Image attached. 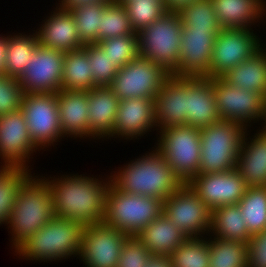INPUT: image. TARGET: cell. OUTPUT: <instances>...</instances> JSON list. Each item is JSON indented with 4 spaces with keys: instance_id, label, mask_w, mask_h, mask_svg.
<instances>
[{
    "instance_id": "obj_48",
    "label": "cell",
    "mask_w": 266,
    "mask_h": 267,
    "mask_svg": "<svg viewBox=\"0 0 266 267\" xmlns=\"http://www.w3.org/2000/svg\"><path fill=\"white\" fill-rule=\"evenodd\" d=\"M8 36V34L4 36L0 34V74H5V59Z\"/></svg>"
},
{
    "instance_id": "obj_20",
    "label": "cell",
    "mask_w": 266,
    "mask_h": 267,
    "mask_svg": "<svg viewBox=\"0 0 266 267\" xmlns=\"http://www.w3.org/2000/svg\"><path fill=\"white\" fill-rule=\"evenodd\" d=\"M154 103L158 131L187 125L186 77L170 75L156 94Z\"/></svg>"
},
{
    "instance_id": "obj_7",
    "label": "cell",
    "mask_w": 266,
    "mask_h": 267,
    "mask_svg": "<svg viewBox=\"0 0 266 267\" xmlns=\"http://www.w3.org/2000/svg\"><path fill=\"white\" fill-rule=\"evenodd\" d=\"M156 137L154 148L164 157L183 184H188L199 174L200 129L188 125L171 126L160 129Z\"/></svg>"
},
{
    "instance_id": "obj_40",
    "label": "cell",
    "mask_w": 266,
    "mask_h": 267,
    "mask_svg": "<svg viewBox=\"0 0 266 267\" xmlns=\"http://www.w3.org/2000/svg\"><path fill=\"white\" fill-rule=\"evenodd\" d=\"M97 44L107 52L118 68L124 67L140 55L137 33L108 38Z\"/></svg>"
},
{
    "instance_id": "obj_35",
    "label": "cell",
    "mask_w": 266,
    "mask_h": 267,
    "mask_svg": "<svg viewBox=\"0 0 266 267\" xmlns=\"http://www.w3.org/2000/svg\"><path fill=\"white\" fill-rule=\"evenodd\" d=\"M183 30L217 31L223 29L216 13L212 0H197L183 7L179 12Z\"/></svg>"
},
{
    "instance_id": "obj_32",
    "label": "cell",
    "mask_w": 266,
    "mask_h": 267,
    "mask_svg": "<svg viewBox=\"0 0 266 267\" xmlns=\"http://www.w3.org/2000/svg\"><path fill=\"white\" fill-rule=\"evenodd\" d=\"M209 267H247V244L209 236Z\"/></svg>"
},
{
    "instance_id": "obj_16",
    "label": "cell",
    "mask_w": 266,
    "mask_h": 267,
    "mask_svg": "<svg viewBox=\"0 0 266 267\" xmlns=\"http://www.w3.org/2000/svg\"><path fill=\"white\" fill-rule=\"evenodd\" d=\"M64 55L62 51L39 45L18 78L24 94L60 91Z\"/></svg>"
},
{
    "instance_id": "obj_13",
    "label": "cell",
    "mask_w": 266,
    "mask_h": 267,
    "mask_svg": "<svg viewBox=\"0 0 266 267\" xmlns=\"http://www.w3.org/2000/svg\"><path fill=\"white\" fill-rule=\"evenodd\" d=\"M162 214L189 237L209 234L211 209L200 200L188 184H183L163 201Z\"/></svg>"
},
{
    "instance_id": "obj_23",
    "label": "cell",
    "mask_w": 266,
    "mask_h": 267,
    "mask_svg": "<svg viewBox=\"0 0 266 267\" xmlns=\"http://www.w3.org/2000/svg\"><path fill=\"white\" fill-rule=\"evenodd\" d=\"M256 130L251 136L246 130L236 169L248 187H266V132L260 127Z\"/></svg>"
},
{
    "instance_id": "obj_46",
    "label": "cell",
    "mask_w": 266,
    "mask_h": 267,
    "mask_svg": "<svg viewBox=\"0 0 266 267\" xmlns=\"http://www.w3.org/2000/svg\"><path fill=\"white\" fill-rule=\"evenodd\" d=\"M167 12H179L183 7L197 0H163Z\"/></svg>"
},
{
    "instance_id": "obj_27",
    "label": "cell",
    "mask_w": 266,
    "mask_h": 267,
    "mask_svg": "<svg viewBox=\"0 0 266 267\" xmlns=\"http://www.w3.org/2000/svg\"><path fill=\"white\" fill-rule=\"evenodd\" d=\"M152 255H170L189 236L161 214L136 235Z\"/></svg>"
},
{
    "instance_id": "obj_22",
    "label": "cell",
    "mask_w": 266,
    "mask_h": 267,
    "mask_svg": "<svg viewBox=\"0 0 266 267\" xmlns=\"http://www.w3.org/2000/svg\"><path fill=\"white\" fill-rule=\"evenodd\" d=\"M187 125L203 129L220 121L213 79L186 77Z\"/></svg>"
},
{
    "instance_id": "obj_33",
    "label": "cell",
    "mask_w": 266,
    "mask_h": 267,
    "mask_svg": "<svg viewBox=\"0 0 266 267\" xmlns=\"http://www.w3.org/2000/svg\"><path fill=\"white\" fill-rule=\"evenodd\" d=\"M33 174L20 167L0 166V225H6L15 204L17 192L24 181Z\"/></svg>"
},
{
    "instance_id": "obj_31",
    "label": "cell",
    "mask_w": 266,
    "mask_h": 267,
    "mask_svg": "<svg viewBox=\"0 0 266 267\" xmlns=\"http://www.w3.org/2000/svg\"><path fill=\"white\" fill-rule=\"evenodd\" d=\"M32 34L26 32L15 33L8 36L5 59V74L13 78H19L31 55L40 45L36 30Z\"/></svg>"
},
{
    "instance_id": "obj_26",
    "label": "cell",
    "mask_w": 266,
    "mask_h": 267,
    "mask_svg": "<svg viewBox=\"0 0 266 267\" xmlns=\"http://www.w3.org/2000/svg\"><path fill=\"white\" fill-rule=\"evenodd\" d=\"M212 4L222 28H255L266 20L265 0H212Z\"/></svg>"
},
{
    "instance_id": "obj_49",
    "label": "cell",
    "mask_w": 266,
    "mask_h": 267,
    "mask_svg": "<svg viewBox=\"0 0 266 267\" xmlns=\"http://www.w3.org/2000/svg\"><path fill=\"white\" fill-rule=\"evenodd\" d=\"M263 121L264 122L261 124V128L266 132V103H265V115Z\"/></svg>"
},
{
    "instance_id": "obj_2",
    "label": "cell",
    "mask_w": 266,
    "mask_h": 267,
    "mask_svg": "<svg viewBox=\"0 0 266 267\" xmlns=\"http://www.w3.org/2000/svg\"><path fill=\"white\" fill-rule=\"evenodd\" d=\"M111 183L129 194L165 200L176 192L183 182L176 176L164 157L154 148L130 160L110 173Z\"/></svg>"
},
{
    "instance_id": "obj_34",
    "label": "cell",
    "mask_w": 266,
    "mask_h": 267,
    "mask_svg": "<svg viewBox=\"0 0 266 267\" xmlns=\"http://www.w3.org/2000/svg\"><path fill=\"white\" fill-rule=\"evenodd\" d=\"M237 204L251 235L266 230V187H248Z\"/></svg>"
},
{
    "instance_id": "obj_42",
    "label": "cell",
    "mask_w": 266,
    "mask_h": 267,
    "mask_svg": "<svg viewBox=\"0 0 266 267\" xmlns=\"http://www.w3.org/2000/svg\"><path fill=\"white\" fill-rule=\"evenodd\" d=\"M23 95L18 78L0 74V116L20 110Z\"/></svg>"
},
{
    "instance_id": "obj_45",
    "label": "cell",
    "mask_w": 266,
    "mask_h": 267,
    "mask_svg": "<svg viewBox=\"0 0 266 267\" xmlns=\"http://www.w3.org/2000/svg\"><path fill=\"white\" fill-rule=\"evenodd\" d=\"M111 1L114 0H58L59 3L56 2V5L60 10L71 12L83 6L91 5L94 3H108Z\"/></svg>"
},
{
    "instance_id": "obj_18",
    "label": "cell",
    "mask_w": 266,
    "mask_h": 267,
    "mask_svg": "<svg viewBox=\"0 0 266 267\" xmlns=\"http://www.w3.org/2000/svg\"><path fill=\"white\" fill-rule=\"evenodd\" d=\"M217 31L182 30L179 66L171 74L210 79V63Z\"/></svg>"
},
{
    "instance_id": "obj_11",
    "label": "cell",
    "mask_w": 266,
    "mask_h": 267,
    "mask_svg": "<svg viewBox=\"0 0 266 267\" xmlns=\"http://www.w3.org/2000/svg\"><path fill=\"white\" fill-rule=\"evenodd\" d=\"M213 90L221 120L241 124L246 129L259 121L261 126L266 99L260 93L229 85L222 78H213Z\"/></svg>"
},
{
    "instance_id": "obj_5",
    "label": "cell",
    "mask_w": 266,
    "mask_h": 267,
    "mask_svg": "<svg viewBox=\"0 0 266 267\" xmlns=\"http://www.w3.org/2000/svg\"><path fill=\"white\" fill-rule=\"evenodd\" d=\"M163 212V200L129 194L112 183L106 193L103 222L129 236H136Z\"/></svg>"
},
{
    "instance_id": "obj_36",
    "label": "cell",
    "mask_w": 266,
    "mask_h": 267,
    "mask_svg": "<svg viewBox=\"0 0 266 267\" xmlns=\"http://www.w3.org/2000/svg\"><path fill=\"white\" fill-rule=\"evenodd\" d=\"M169 258L172 267H209V236L189 237Z\"/></svg>"
},
{
    "instance_id": "obj_25",
    "label": "cell",
    "mask_w": 266,
    "mask_h": 267,
    "mask_svg": "<svg viewBox=\"0 0 266 267\" xmlns=\"http://www.w3.org/2000/svg\"><path fill=\"white\" fill-rule=\"evenodd\" d=\"M120 100L109 86L88 90L89 139H110Z\"/></svg>"
},
{
    "instance_id": "obj_28",
    "label": "cell",
    "mask_w": 266,
    "mask_h": 267,
    "mask_svg": "<svg viewBox=\"0 0 266 267\" xmlns=\"http://www.w3.org/2000/svg\"><path fill=\"white\" fill-rule=\"evenodd\" d=\"M266 43L221 78L229 85L260 93L266 99Z\"/></svg>"
},
{
    "instance_id": "obj_9",
    "label": "cell",
    "mask_w": 266,
    "mask_h": 267,
    "mask_svg": "<svg viewBox=\"0 0 266 267\" xmlns=\"http://www.w3.org/2000/svg\"><path fill=\"white\" fill-rule=\"evenodd\" d=\"M20 109L25 117L29 136L40 151L55 147L57 142L65 138L59 124L56 93H26Z\"/></svg>"
},
{
    "instance_id": "obj_43",
    "label": "cell",
    "mask_w": 266,
    "mask_h": 267,
    "mask_svg": "<svg viewBox=\"0 0 266 267\" xmlns=\"http://www.w3.org/2000/svg\"><path fill=\"white\" fill-rule=\"evenodd\" d=\"M151 256L137 236H128L121 248L117 267H145Z\"/></svg>"
},
{
    "instance_id": "obj_4",
    "label": "cell",
    "mask_w": 266,
    "mask_h": 267,
    "mask_svg": "<svg viewBox=\"0 0 266 267\" xmlns=\"http://www.w3.org/2000/svg\"><path fill=\"white\" fill-rule=\"evenodd\" d=\"M38 175V176H37ZM54 217L51 190L39 175L31 174L17 192L15 204L5 226L15 251L25 240Z\"/></svg>"
},
{
    "instance_id": "obj_19",
    "label": "cell",
    "mask_w": 266,
    "mask_h": 267,
    "mask_svg": "<svg viewBox=\"0 0 266 267\" xmlns=\"http://www.w3.org/2000/svg\"><path fill=\"white\" fill-rule=\"evenodd\" d=\"M154 100L148 97L120 100L112 138L134 141L148 132H158Z\"/></svg>"
},
{
    "instance_id": "obj_1",
    "label": "cell",
    "mask_w": 266,
    "mask_h": 267,
    "mask_svg": "<svg viewBox=\"0 0 266 267\" xmlns=\"http://www.w3.org/2000/svg\"><path fill=\"white\" fill-rule=\"evenodd\" d=\"M46 176L41 175L51 190L55 217L85 225L103 222L106 193L111 184L109 175L103 179L78 173Z\"/></svg>"
},
{
    "instance_id": "obj_50",
    "label": "cell",
    "mask_w": 266,
    "mask_h": 267,
    "mask_svg": "<svg viewBox=\"0 0 266 267\" xmlns=\"http://www.w3.org/2000/svg\"><path fill=\"white\" fill-rule=\"evenodd\" d=\"M115 1H118V2H127L129 0H115Z\"/></svg>"
},
{
    "instance_id": "obj_38",
    "label": "cell",
    "mask_w": 266,
    "mask_h": 267,
    "mask_svg": "<svg viewBox=\"0 0 266 267\" xmlns=\"http://www.w3.org/2000/svg\"><path fill=\"white\" fill-rule=\"evenodd\" d=\"M121 3L124 5L135 33L146 28L167 12L163 0H129Z\"/></svg>"
},
{
    "instance_id": "obj_10",
    "label": "cell",
    "mask_w": 266,
    "mask_h": 267,
    "mask_svg": "<svg viewBox=\"0 0 266 267\" xmlns=\"http://www.w3.org/2000/svg\"><path fill=\"white\" fill-rule=\"evenodd\" d=\"M170 75L161 65L139 55L118 69L109 87L119 100L145 97L155 99Z\"/></svg>"
},
{
    "instance_id": "obj_41",
    "label": "cell",
    "mask_w": 266,
    "mask_h": 267,
    "mask_svg": "<svg viewBox=\"0 0 266 267\" xmlns=\"http://www.w3.org/2000/svg\"><path fill=\"white\" fill-rule=\"evenodd\" d=\"M84 48L89 57L94 87L110 86L119 68L97 43L85 44Z\"/></svg>"
},
{
    "instance_id": "obj_14",
    "label": "cell",
    "mask_w": 266,
    "mask_h": 267,
    "mask_svg": "<svg viewBox=\"0 0 266 267\" xmlns=\"http://www.w3.org/2000/svg\"><path fill=\"white\" fill-rule=\"evenodd\" d=\"M128 236L104 222L86 225L78 259L84 267H117Z\"/></svg>"
},
{
    "instance_id": "obj_3",
    "label": "cell",
    "mask_w": 266,
    "mask_h": 267,
    "mask_svg": "<svg viewBox=\"0 0 266 267\" xmlns=\"http://www.w3.org/2000/svg\"><path fill=\"white\" fill-rule=\"evenodd\" d=\"M86 225L80 221L53 217L14 252L19 259L35 262H62L80 256ZM73 257V258H72Z\"/></svg>"
},
{
    "instance_id": "obj_21",
    "label": "cell",
    "mask_w": 266,
    "mask_h": 267,
    "mask_svg": "<svg viewBox=\"0 0 266 267\" xmlns=\"http://www.w3.org/2000/svg\"><path fill=\"white\" fill-rule=\"evenodd\" d=\"M53 9L36 29L40 45L64 53L83 48L72 13L57 6Z\"/></svg>"
},
{
    "instance_id": "obj_24",
    "label": "cell",
    "mask_w": 266,
    "mask_h": 267,
    "mask_svg": "<svg viewBox=\"0 0 266 267\" xmlns=\"http://www.w3.org/2000/svg\"><path fill=\"white\" fill-rule=\"evenodd\" d=\"M59 124L65 137L89 139L88 91L56 92Z\"/></svg>"
},
{
    "instance_id": "obj_8",
    "label": "cell",
    "mask_w": 266,
    "mask_h": 267,
    "mask_svg": "<svg viewBox=\"0 0 266 267\" xmlns=\"http://www.w3.org/2000/svg\"><path fill=\"white\" fill-rule=\"evenodd\" d=\"M182 30L178 12H166L137 33L140 56L172 74L179 66Z\"/></svg>"
},
{
    "instance_id": "obj_30",
    "label": "cell",
    "mask_w": 266,
    "mask_h": 267,
    "mask_svg": "<svg viewBox=\"0 0 266 267\" xmlns=\"http://www.w3.org/2000/svg\"><path fill=\"white\" fill-rule=\"evenodd\" d=\"M63 66L61 90L88 91L94 88L90 61L84 47L66 52Z\"/></svg>"
},
{
    "instance_id": "obj_29",
    "label": "cell",
    "mask_w": 266,
    "mask_h": 267,
    "mask_svg": "<svg viewBox=\"0 0 266 267\" xmlns=\"http://www.w3.org/2000/svg\"><path fill=\"white\" fill-rule=\"evenodd\" d=\"M208 236L247 243L252 235L248 231L238 204H233L211 210V226Z\"/></svg>"
},
{
    "instance_id": "obj_6",
    "label": "cell",
    "mask_w": 266,
    "mask_h": 267,
    "mask_svg": "<svg viewBox=\"0 0 266 267\" xmlns=\"http://www.w3.org/2000/svg\"><path fill=\"white\" fill-rule=\"evenodd\" d=\"M246 128L228 120H220L200 130L201 156L199 174L236 168Z\"/></svg>"
},
{
    "instance_id": "obj_12",
    "label": "cell",
    "mask_w": 266,
    "mask_h": 267,
    "mask_svg": "<svg viewBox=\"0 0 266 267\" xmlns=\"http://www.w3.org/2000/svg\"><path fill=\"white\" fill-rule=\"evenodd\" d=\"M262 40V41H261ZM253 28H223L216 36L210 63V79L221 78L250 58L263 45Z\"/></svg>"
},
{
    "instance_id": "obj_44",
    "label": "cell",
    "mask_w": 266,
    "mask_h": 267,
    "mask_svg": "<svg viewBox=\"0 0 266 267\" xmlns=\"http://www.w3.org/2000/svg\"><path fill=\"white\" fill-rule=\"evenodd\" d=\"M247 244V267H266V230L253 234Z\"/></svg>"
},
{
    "instance_id": "obj_37",
    "label": "cell",
    "mask_w": 266,
    "mask_h": 267,
    "mask_svg": "<svg viewBox=\"0 0 266 267\" xmlns=\"http://www.w3.org/2000/svg\"><path fill=\"white\" fill-rule=\"evenodd\" d=\"M130 19L126 13L123 3L118 1L108 2L101 15L98 42L129 34H134Z\"/></svg>"
},
{
    "instance_id": "obj_47",
    "label": "cell",
    "mask_w": 266,
    "mask_h": 267,
    "mask_svg": "<svg viewBox=\"0 0 266 267\" xmlns=\"http://www.w3.org/2000/svg\"><path fill=\"white\" fill-rule=\"evenodd\" d=\"M145 267H172L168 255H152Z\"/></svg>"
},
{
    "instance_id": "obj_15",
    "label": "cell",
    "mask_w": 266,
    "mask_h": 267,
    "mask_svg": "<svg viewBox=\"0 0 266 267\" xmlns=\"http://www.w3.org/2000/svg\"><path fill=\"white\" fill-rule=\"evenodd\" d=\"M37 151L40 150L29 136L21 109L0 116V166L32 170L29 168L32 166L28 165L33 159L30 156H34Z\"/></svg>"
},
{
    "instance_id": "obj_17",
    "label": "cell",
    "mask_w": 266,
    "mask_h": 267,
    "mask_svg": "<svg viewBox=\"0 0 266 267\" xmlns=\"http://www.w3.org/2000/svg\"><path fill=\"white\" fill-rule=\"evenodd\" d=\"M188 185L211 210L237 204L248 186L236 168L224 172L197 174Z\"/></svg>"
},
{
    "instance_id": "obj_39",
    "label": "cell",
    "mask_w": 266,
    "mask_h": 267,
    "mask_svg": "<svg viewBox=\"0 0 266 267\" xmlns=\"http://www.w3.org/2000/svg\"><path fill=\"white\" fill-rule=\"evenodd\" d=\"M106 4L94 3L71 11L75 19L78 36L84 45L98 42L101 15Z\"/></svg>"
}]
</instances>
